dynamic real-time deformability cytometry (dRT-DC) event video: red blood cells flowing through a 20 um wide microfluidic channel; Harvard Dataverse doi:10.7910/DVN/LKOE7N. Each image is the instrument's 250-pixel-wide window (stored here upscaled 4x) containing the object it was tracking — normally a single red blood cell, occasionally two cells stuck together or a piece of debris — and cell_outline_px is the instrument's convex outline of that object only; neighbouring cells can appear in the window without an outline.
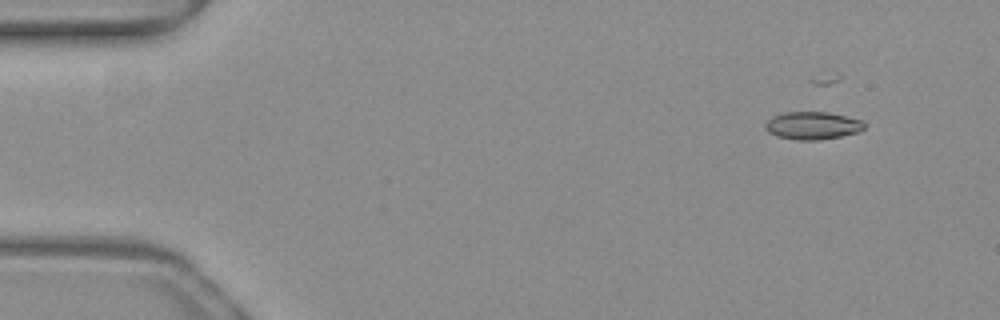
{"species": "common noctule bat (a hibernating species)", "species_latin": "Nyctalus noctula", "temperature_condition": "warm", "stored_images_in_passage": 54, "camera_frame_rate_fps": 3000, "um_per_image_px": 0.085, "animal": {"sex": "female", "body_mass_g": 19.3, "forearm_length_mm": 54.1}, "frame": {"image": 1, "passage_image": 7, "time_ms": 2.0, "image_size_px": [1000, 320], "cell_outline_px": [[864, 128], [860, 132], [820, 140], [796, 140], [776, 136], [768, 132], [764, 128], [764, 124], [772, 116], [784, 112], [828, 112], [860, 120], [864, 124]], "centroid_in_image_um": [69.02, 10.68], "position_along_channel_um": 16.0, "area_um2": 16.01}}
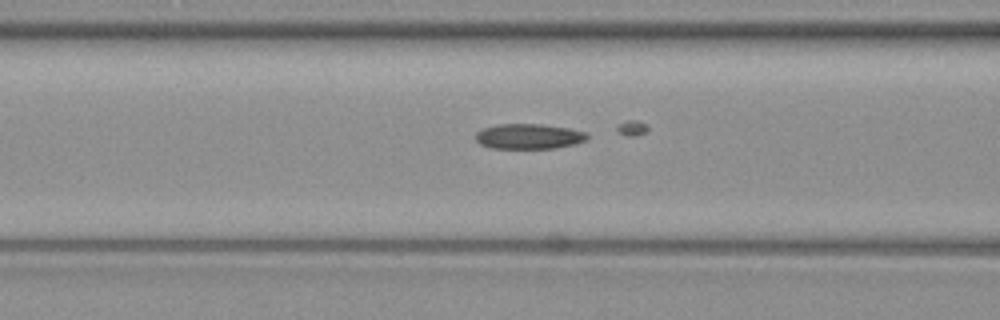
{"frame": {"image": 2, "passage_image": 23, "time_ms": 7.333, "image_size_px": [1000, 320], "cell_outline_px": [[588, 136], [584, 140], [572, 144], [556, 148], [488, 148], [480, 144], [476, 140], [476, 132], [484, 128], [500, 124], [540, 124], [568, 128], [584, 132]], "centroid_in_image_um": [44.89, 11.59], "position_along_channel_um": 121.7, "area_um2": 16.13}}
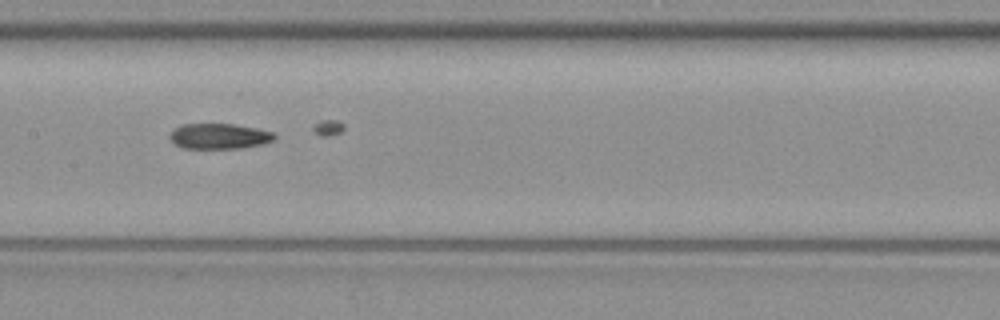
{"frame": {"image": 3, "passage_image": 28, "time_ms": 9.0, "image_size_px": [1000, 320], "cell_outline_px": [[276, 136], [272, 140], [260, 144], [240, 148], [180, 148], [168, 136], [180, 124], [232, 124], [256, 128], [272, 132]], "centroid_in_image_um": [18.6, 11.57], "position_along_channel_um": 188.8, "area_um2": 15.26}}